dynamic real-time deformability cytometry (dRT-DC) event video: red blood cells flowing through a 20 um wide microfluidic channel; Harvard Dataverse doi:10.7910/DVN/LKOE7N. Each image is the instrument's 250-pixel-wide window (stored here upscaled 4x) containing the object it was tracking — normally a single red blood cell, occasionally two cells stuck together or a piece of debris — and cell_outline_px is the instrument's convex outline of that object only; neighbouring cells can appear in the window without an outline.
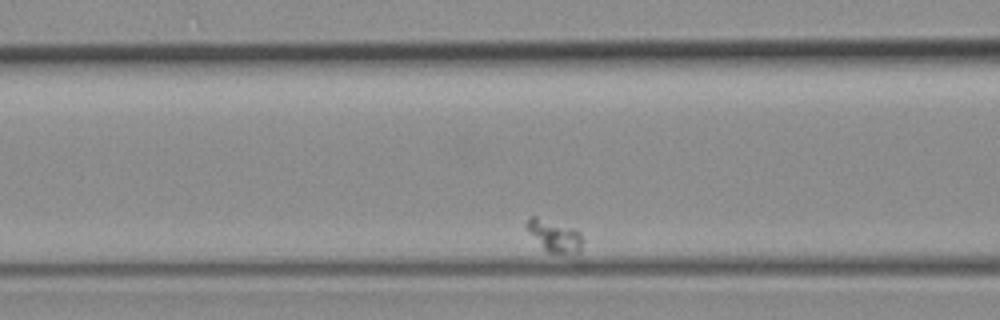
{"species": "common noctule bat (a hibernating species)", "species_latin": "Nyctalus noctula", "temperature_condition": "room temperature", "stored_images_in_passage": 54, "segment_of_instrument_passage": [1, 2], "camera_frame_rate_fps": 3000, "um_per_image_px": 0.085, "animal": {"sex": "female", "body_mass_g": 19.3, "forearm_length_mm": 54.1}, "frame": {"image": 1, "passage_image": 13, "time_ms": 4.0, "image_size_px": [1000, 320], "cell_outline_px": [[584, 240], [580, 248], [576, 252], [548, 252], [544, 248], [524, 224], [528, 216], [536, 216], [576, 228], [580, 232]], "centroid_in_image_um": [47.15, 19.98], "position_along_channel_um": 119.5, "area_um2": 10.12}}